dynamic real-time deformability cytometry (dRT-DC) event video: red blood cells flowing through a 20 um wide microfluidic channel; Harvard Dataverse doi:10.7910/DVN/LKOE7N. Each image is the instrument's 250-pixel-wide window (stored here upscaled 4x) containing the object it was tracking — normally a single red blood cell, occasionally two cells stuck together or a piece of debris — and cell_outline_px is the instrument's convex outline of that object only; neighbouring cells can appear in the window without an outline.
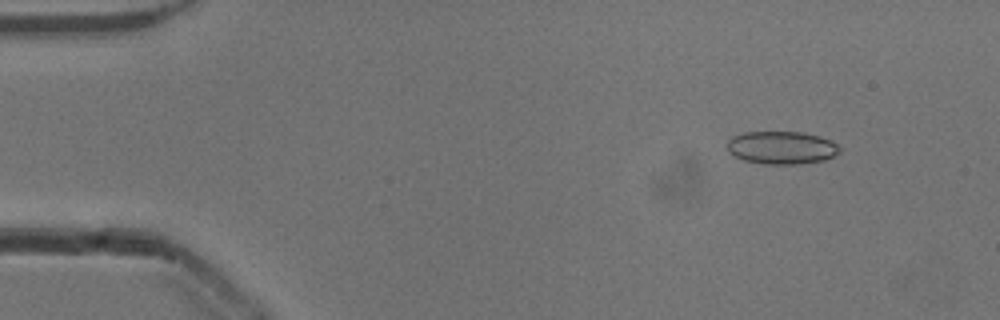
{"species": "common noctule bat (a hibernating species)", "species_latin": "Nyctalus noctula", "temperature_condition": "cold", "stored_images_in_passage": 49, "camera_frame_rate_fps": 3000, "um_per_image_px": 0.085, "animal": {"sex": "male", "body_mass_g": 13.3}, "frame": {"image": 1, "passage_image": 2, "time_ms": 0.333, "image_size_px": [1000, 320], "cell_outline_px": [[840, 152], [824, 160], [800, 164], [764, 164], [744, 160], [728, 152], [728, 140], [732, 136], [744, 132], [800, 132], [820, 136], [832, 140], [840, 148]], "centroid_in_image_um": [66.44, 12.55], "position_along_channel_um": 18.6, "area_um2": 21.56}}
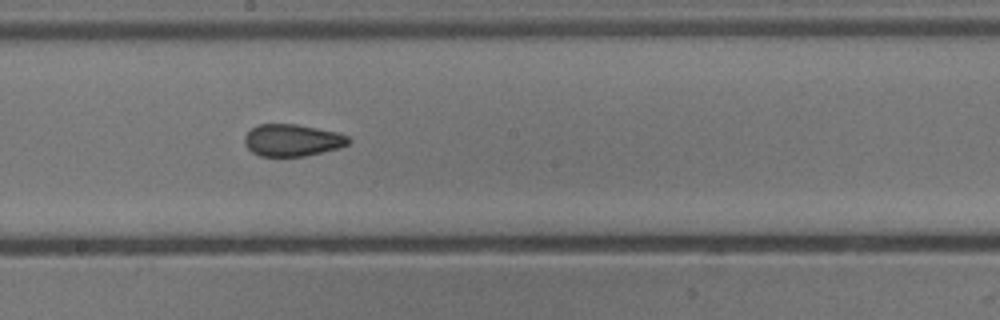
{"frame": {"image": 2, "passage_image": 25, "time_ms": 8.0, "image_size_px": [1000, 320], "cell_outline_px": [[352, 140], [348, 144], [340, 148], [304, 156], [260, 156], [252, 152], [244, 144], [244, 136], [252, 128], [260, 124], [296, 124], [336, 132], [348, 136]], "centroid_in_image_um": [24.85, 11.92], "position_along_channel_um": 223.4, "area_um2": 19.36}}
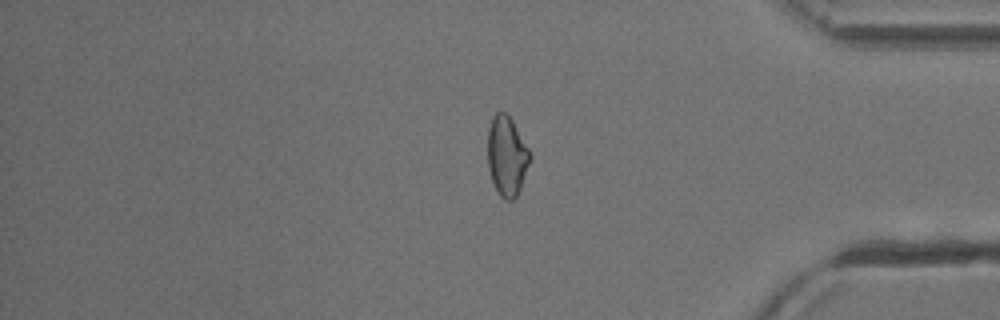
{"frame": {"image": 3, "passage_image": 40, "time_ms": 13.0, "image_size_px": [1000, 320], "cell_outline_px": [[532, 156], [520, 188], [516, 196], [512, 200], [504, 200], [500, 196], [492, 180], [488, 168], [488, 128], [492, 116], [496, 112], [504, 112], [512, 120], [528, 148]], "centroid_in_image_um": [43.07, 13.25], "position_along_channel_um": 392.1, "area_um2": 19.48}, "authors_computed_cell_mechanics": {"area_um2": 20.3456, "velocity_mm_per_s": 3.881, "shape_relaxation_time_tau1_ms": null, "shape_relaxation_time_tau2_ms": 1.6074, "deformation_change_tau1": null, "deformation_change_tau2": 0.0754}}